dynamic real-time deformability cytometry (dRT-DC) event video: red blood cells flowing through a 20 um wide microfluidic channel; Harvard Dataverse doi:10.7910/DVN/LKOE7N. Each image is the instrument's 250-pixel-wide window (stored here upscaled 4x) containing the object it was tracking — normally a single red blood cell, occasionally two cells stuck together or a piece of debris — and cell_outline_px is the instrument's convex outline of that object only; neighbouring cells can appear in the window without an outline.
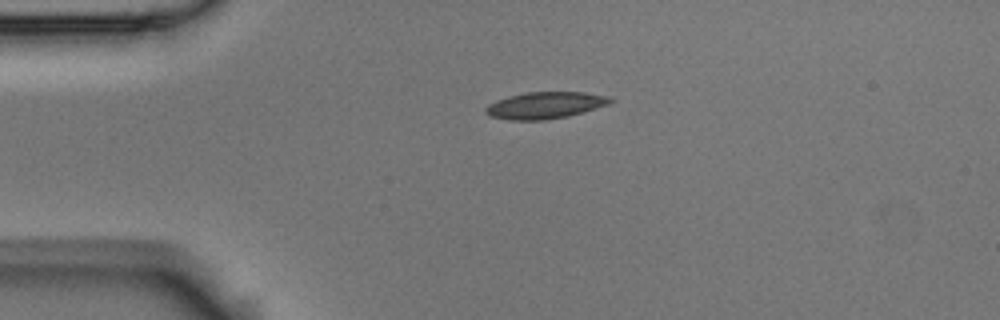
{"species": "Egyptian fruit bat (a non-hibernating species)", "species_latin": "Rousettus aegyptiacus", "temperature_condition": "room temperature", "stored_images_in_passage": 2, "camera_frame_rate_fps": 3000, "um_per_image_px": 0.085, "animal": {"sex": "male"}, "frame": {"image": 1, "passage_image": 2, "time_ms": 0.333, "image_size_px": [1000, 320], "cell_outline_px": [[616, 100], [608, 104], [584, 112], [568, 116], [544, 120], [508, 120], [488, 116], [484, 112], [484, 108], [488, 104], [496, 100], [508, 96], [528, 92], [584, 92], [612, 96]], "centroid_in_image_um": [46.34, 8.95], "position_along_channel_um": 38.7, "area_um2": 19.71}}